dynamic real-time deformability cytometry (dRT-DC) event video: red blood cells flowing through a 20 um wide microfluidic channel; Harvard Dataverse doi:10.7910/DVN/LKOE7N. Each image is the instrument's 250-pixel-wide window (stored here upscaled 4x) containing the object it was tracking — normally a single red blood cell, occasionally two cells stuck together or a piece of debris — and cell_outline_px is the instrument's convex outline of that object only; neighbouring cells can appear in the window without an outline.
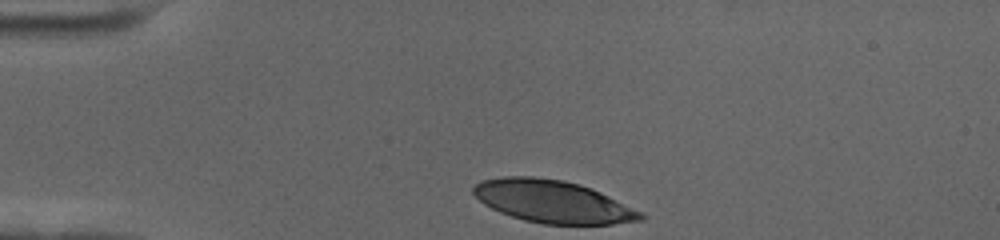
{"species": "human", "species_latin": "Homo sapiens", "temperature_condition": "cold", "stored_images_in_passage": 35, "camera_frame_rate_fps": 3000, "um_per_image_px": 0.085, "donor": {"sex": "female"}, "frame": {"image": 1, "passage_image": 1, "time_ms": 0.0, "image_size_px": [1000, 240], "cell_outline_px": [[648, 216], [644, 220], [612, 224], [544, 224], [524, 220], [500, 212], [484, 204], [472, 192], [472, 188], [480, 180], [504, 176], [532, 176], [560, 180], [580, 184], [592, 188], [644, 212]], "centroid_in_image_um": [47.03, 17.13], "position_along_channel_um": 38.0, "area_um2": 41.56}}
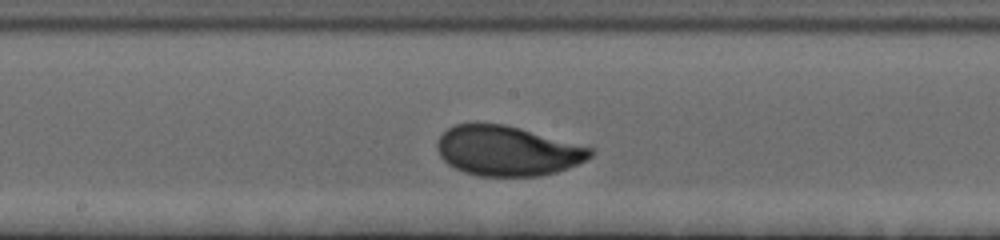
{"frame": {"image": 2, "passage_image": 19, "time_ms": 6.0, "image_size_px": [1000, 240], "cell_outline_px": [[596, 152], [592, 156], [576, 164], [556, 172], [540, 176], [480, 176], [464, 172], [448, 164], [440, 156], [436, 148], [436, 144], [440, 136], [448, 128], [456, 124], [504, 124], [520, 128], [592, 148]], "centroid_in_image_um": [43.11, 12.83], "position_along_channel_um": 205.1, "area_um2": 44.16}}
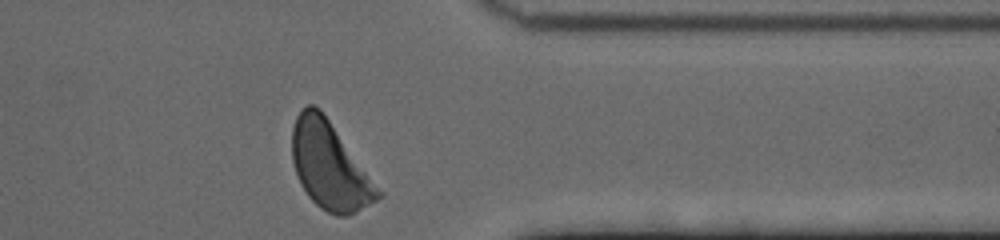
{"frame": {"image": 3, "passage_image": 35, "time_ms": 11.333, "image_size_px": [1000, 240], "cell_outline_px": [[384, 196], [356, 212], [348, 216], [336, 216], [320, 208], [308, 196], [300, 184], [292, 160], [292, 128], [296, 116], [308, 104], [312, 104], [320, 108], [384, 192]], "centroid_in_image_um": [28.05, 14.12], "position_along_channel_um": 383.4, "area_um2": 43.75}, "authors_computed_cell_mechanics": {"area_um2": 43.928, "velocity_mm_per_s": 3.4827, "shape_relaxation_time_tau1_ms": 2.7857, "shape_relaxation_time_tau2_ms": null, "deformation_change_tau1": 0.1595, "deformation_change_tau2": null}}